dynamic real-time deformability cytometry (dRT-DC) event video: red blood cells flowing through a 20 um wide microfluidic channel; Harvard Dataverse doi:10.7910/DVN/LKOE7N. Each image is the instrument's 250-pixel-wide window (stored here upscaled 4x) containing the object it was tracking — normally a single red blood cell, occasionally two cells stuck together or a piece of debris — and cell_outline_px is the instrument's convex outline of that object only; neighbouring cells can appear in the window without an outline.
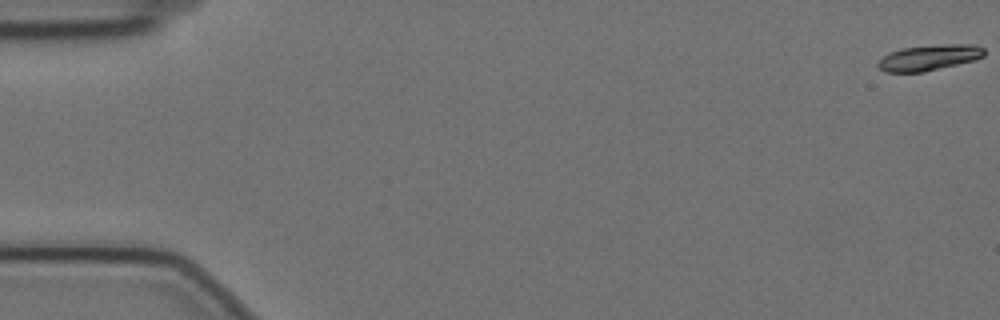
{"species": "Egyptian fruit bat (a non-hibernating species)", "species_latin": "Rousettus aegyptiacus", "temperature_condition": "cold", "stored_images_in_passage": 15, "camera_frame_rate_fps": 3000, "um_per_image_px": 0.085, "animal": {"sex": "female"}, "frame": {"image": 1, "passage_image": 1, "time_ms": 0.0, "image_size_px": [1000, 320], "cell_outline_px": [[984, 56], [972, 60], [924, 72], [884, 72], [876, 64], [888, 52], [904, 48], [944, 44], [976, 44], [984, 48]], "centroid_in_image_um": [78.96, 4.89], "position_along_channel_um": 6.0, "area_um2": 15.72}}